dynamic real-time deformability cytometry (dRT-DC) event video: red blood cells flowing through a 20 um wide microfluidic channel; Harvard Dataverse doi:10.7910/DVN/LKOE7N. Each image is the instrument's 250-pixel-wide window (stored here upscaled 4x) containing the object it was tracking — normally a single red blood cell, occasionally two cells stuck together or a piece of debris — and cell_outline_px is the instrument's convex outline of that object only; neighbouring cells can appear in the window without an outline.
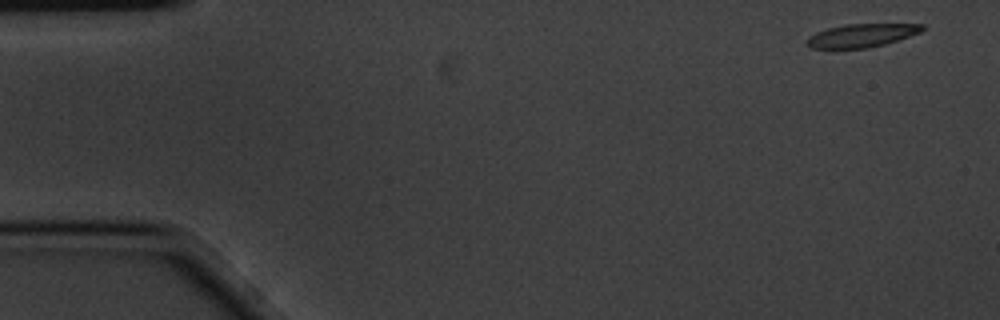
{"species": "common noctule bat (a hibernating species)", "species_latin": "Nyctalus noctula", "temperature_condition": "cold", "stored_images_in_passage": 4, "camera_frame_rate_fps": 3000, "um_per_image_px": 0.085, "animal": {"sex": "male", "body_mass_g": 20.1, "forearm_length_mm": 53.5}, "frame": {"image": 1, "passage_image": 1, "time_ms": 0.0, "image_size_px": [1000, 320], "cell_outline_px": [[924, 28], [920, 32], [884, 44], [868, 48], [812, 48], [804, 40], [808, 36], [816, 32], [828, 28], [844, 24], [924, 24]], "centroid_in_image_um": [73.19, 3.01], "position_along_channel_um": 11.8, "area_um2": 15.49}}